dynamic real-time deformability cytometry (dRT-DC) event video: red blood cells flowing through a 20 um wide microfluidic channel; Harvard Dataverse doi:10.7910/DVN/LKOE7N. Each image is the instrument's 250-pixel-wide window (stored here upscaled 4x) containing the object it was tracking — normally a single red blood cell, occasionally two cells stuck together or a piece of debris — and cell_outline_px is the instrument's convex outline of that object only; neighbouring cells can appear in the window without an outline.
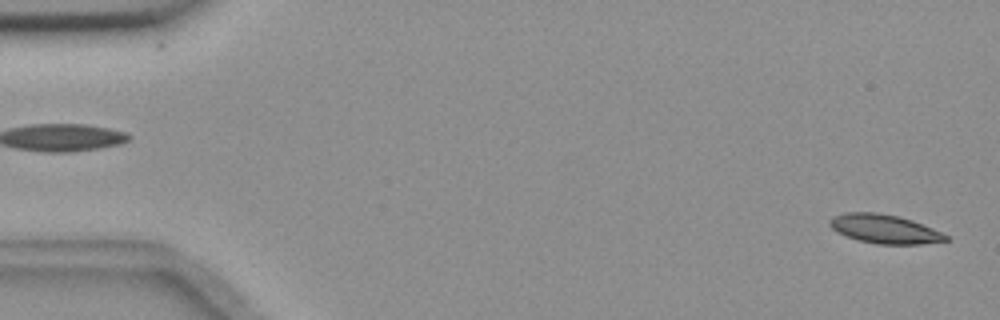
{"species": "common noctule bat (a hibernating species)", "species_latin": "Nyctalus noctula", "temperature_condition": "room temperature", "stored_images_in_passage": 57, "camera_frame_rate_fps": 3000, "um_per_image_px": 0.085, "animal": {"sex": "female", "body_mass_g": 18.4}, "frame": {"image": 1, "passage_image": 2, "time_ms": 0.333, "image_size_px": [1000, 320], "cell_outline_px": [[948, 240], [920, 244], [876, 244], [856, 240], [836, 232], [828, 224], [828, 220], [832, 216], [844, 212], [876, 212], [896, 216], [912, 220], [932, 228], [948, 236]], "centroid_in_image_um": [75.11, 19.46], "position_along_channel_um": 9.9, "area_um2": 19.59}}
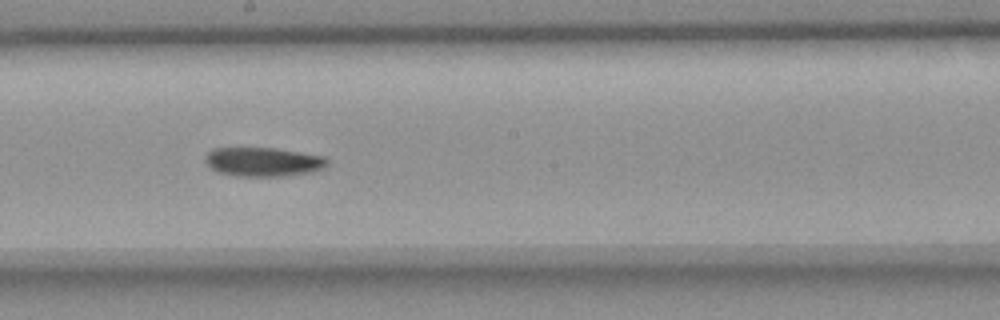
{"frame": {"image": 2, "passage_image": 31, "time_ms": 10.0, "image_size_px": [1000, 320], "cell_outline_px": [[328, 164], [324, 168], [312, 172], [284, 176], [236, 176], [216, 172], [204, 160], [204, 156], [212, 148], [276, 148], [324, 156], [328, 160]], "centroid_in_image_um": [22.37, 13.76], "position_along_channel_um": 225.8, "area_um2": 20.81}}
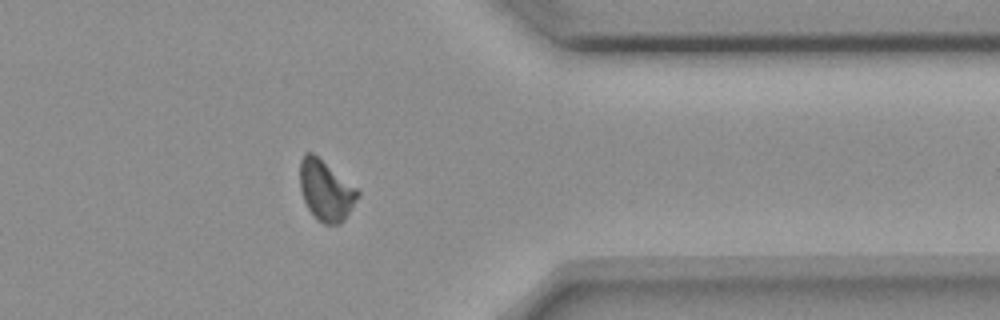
{"frame": {"image": 3, "passage_image": 45, "time_ms": 14.667, "image_size_px": [1000, 320], "cell_outline_px": [[360, 196], [344, 220], [340, 224], [324, 224], [316, 220], [308, 208], [304, 200], [300, 188], [300, 160], [304, 152], [312, 152], [356, 188], [360, 192]], "centroid_in_image_um": [27.68, 16.21], "position_along_channel_um": 383.7, "area_um2": 20.23}, "authors_computed_cell_mechanics": {"area_um2": 20.2878, "velocity_mm_per_s": 3.6409, "shape_relaxation_time_tau1_ms": 7.3502, "shape_relaxation_time_tau2_ms": null, "deformation_change_tau1": 0.1612, "deformation_change_tau2": null}}